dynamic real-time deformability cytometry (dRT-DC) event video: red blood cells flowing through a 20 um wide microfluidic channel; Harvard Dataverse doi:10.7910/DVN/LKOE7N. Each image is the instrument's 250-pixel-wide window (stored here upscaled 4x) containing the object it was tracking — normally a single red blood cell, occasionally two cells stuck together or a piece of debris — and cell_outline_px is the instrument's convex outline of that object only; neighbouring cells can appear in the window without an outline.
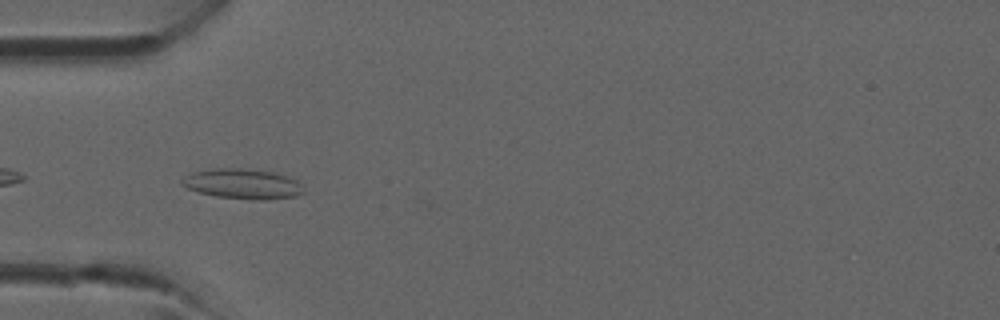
{"species": "common noctule bat (a hibernating species)", "species_latin": "Nyctalus noctula", "temperature_condition": "room temperature", "stored_images_in_passage": 4, "camera_frame_rate_fps": 3000, "um_per_image_px": 0.085, "animal": {"sex": "male", "forearm_length_mm": 52.5}, "frame": {"image": 1, "passage_image": 4, "time_ms": 3.333, "image_size_px": [1000, 320], "cell_outline_px": [[304, 192], [296, 196], [264, 200], [252, 200], [216, 196], [200, 192], [188, 188], [180, 184], [180, 180], [184, 176], [192, 172], [212, 168], [240, 168], [276, 172], [288, 176], [296, 180], [300, 184]], "centroid_in_image_um": [20.61, 15.62], "position_along_channel_um": 64.4, "area_um2": 21.44}}